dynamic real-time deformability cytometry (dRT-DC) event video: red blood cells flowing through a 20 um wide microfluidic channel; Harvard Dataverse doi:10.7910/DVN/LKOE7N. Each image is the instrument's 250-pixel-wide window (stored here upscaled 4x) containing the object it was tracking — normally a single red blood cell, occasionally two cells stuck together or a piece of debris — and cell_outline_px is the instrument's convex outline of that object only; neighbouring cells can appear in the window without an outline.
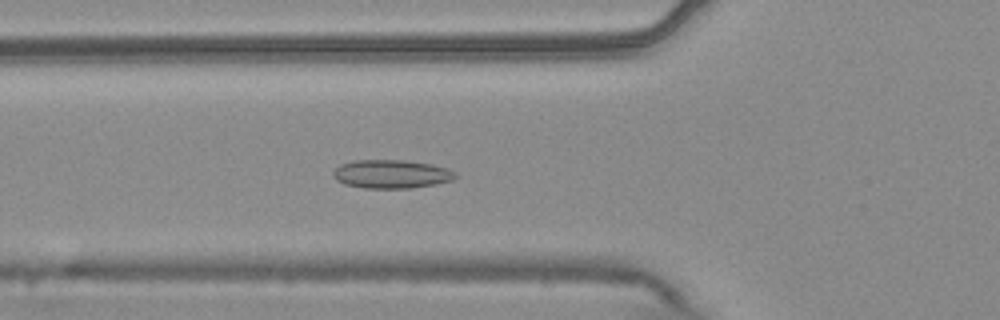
{"species": "common noctule bat (a hibernating species)", "species_latin": "Nyctalus noctula", "temperature_condition": "warm", "stored_images_in_passage": 45, "camera_frame_rate_fps": 3000, "um_per_image_px": 0.085, "animal": {"sex": "male", "body_mass_g": 20.4}, "frame": {"image": 1, "passage_image": 10, "time_ms": 3.0, "image_size_px": [1000, 320], "cell_outline_px": [[456, 176], [452, 180], [436, 184], [412, 188], [364, 188], [344, 184], [336, 180], [332, 176], [332, 172], [340, 164], [352, 160], [404, 160], [432, 164], [448, 168], [456, 172]], "centroid_in_image_um": [33.25, 14.79], "position_along_channel_um": 92.5, "area_um2": 20.52}}
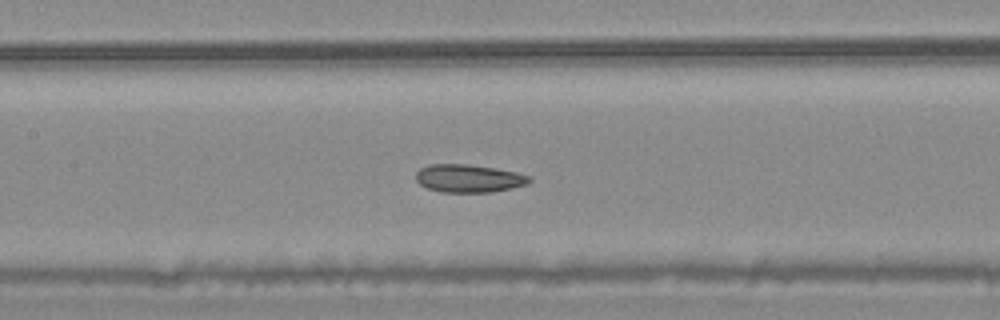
{"frame": {"image": 2, "passage_image": 16, "time_ms": 5.0, "image_size_px": [1000, 320], "cell_outline_px": [[532, 180], [528, 184], [512, 188], [492, 192], [440, 192], [428, 188], [420, 184], [416, 180], [416, 172], [420, 168], [428, 164], [468, 164], [496, 168], [516, 172], [528, 176]], "centroid_in_image_um": [39.83, 15.16], "position_along_channel_um": 167.6, "area_um2": 18.55}}
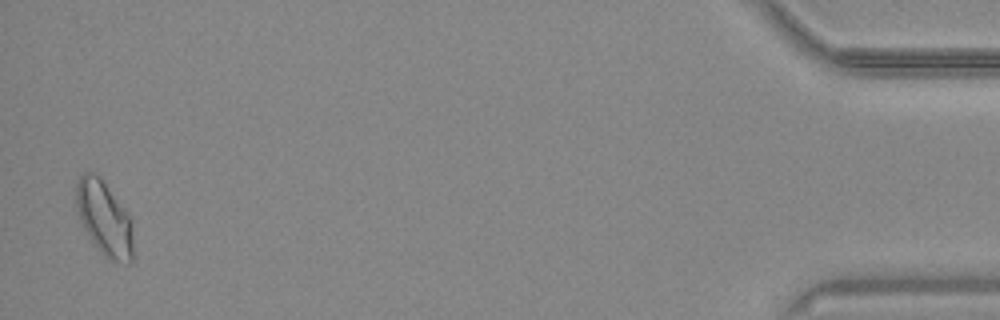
{"frame": {"image": 3, "passage_image": 44, "time_ms": 14.333, "image_size_px": [1000, 320], "cell_outline_px": [[136, 256], [128, 264], [108, 260], [100, 252], [84, 228], [76, 212], [76, 184], [80, 176], [84, 172], [96, 172], [100, 176], [128, 212], [132, 224]], "centroid_in_image_um": [8.91, 18.59], "position_along_channel_um": 426.3, "area_um2": 25.49}, "authors_computed_cell_mechanics": {"area_um2": 19.1318, "velocity_mm_per_s": 3.7222, "shape_relaxation_time_tau1_ms": 8.0584, "shape_relaxation_time_tau2_ms": 3.1904, "deformation_change_tau1": 0.093, "deformation_change_tau2": 0.083}}